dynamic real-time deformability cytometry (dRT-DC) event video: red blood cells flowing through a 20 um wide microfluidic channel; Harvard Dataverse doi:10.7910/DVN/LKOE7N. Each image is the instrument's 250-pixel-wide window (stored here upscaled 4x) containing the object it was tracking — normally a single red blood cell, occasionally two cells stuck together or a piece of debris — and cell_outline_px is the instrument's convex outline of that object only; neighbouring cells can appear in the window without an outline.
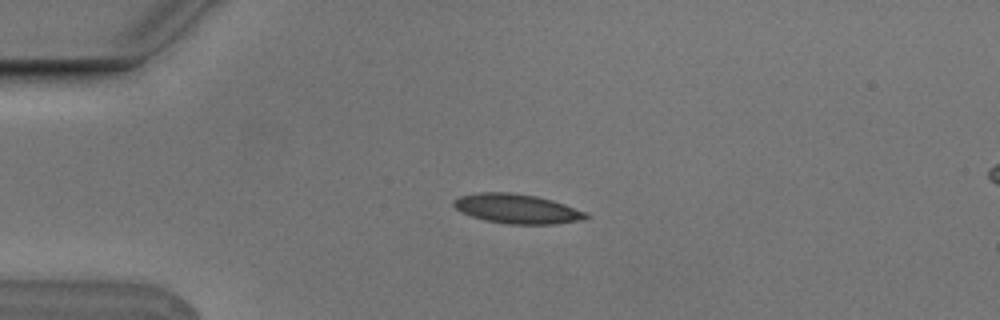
{"species": "Egyptian fruit bat (a non-hibernating species)", "species_latin": "Rousettus aegyptiacus", "temperature_condition": "cold", "stored_images_in_passage": 5, "camera_frame_rate_fps": 3000, "um_per_image_px": 0.085, "animal": {"sex": "male"}, "frame": {"image": 1, "passage_image": 3, "time_ms": 0.667, "image_size_px": [1000, 320], "cell_outline_px": [[592, 216], [584, 220], [556, 224], [508, 224], [484, 220], [460, 212], [452, 204], [452, 200], [460, 196], [480, 192], [508, 192], [536, 196], [552, 200], [588, 212]], "centroid_in_image_um": [43.98, 17.75], "position_along_channel_um": 41.0, "area_um2": 22.95}}